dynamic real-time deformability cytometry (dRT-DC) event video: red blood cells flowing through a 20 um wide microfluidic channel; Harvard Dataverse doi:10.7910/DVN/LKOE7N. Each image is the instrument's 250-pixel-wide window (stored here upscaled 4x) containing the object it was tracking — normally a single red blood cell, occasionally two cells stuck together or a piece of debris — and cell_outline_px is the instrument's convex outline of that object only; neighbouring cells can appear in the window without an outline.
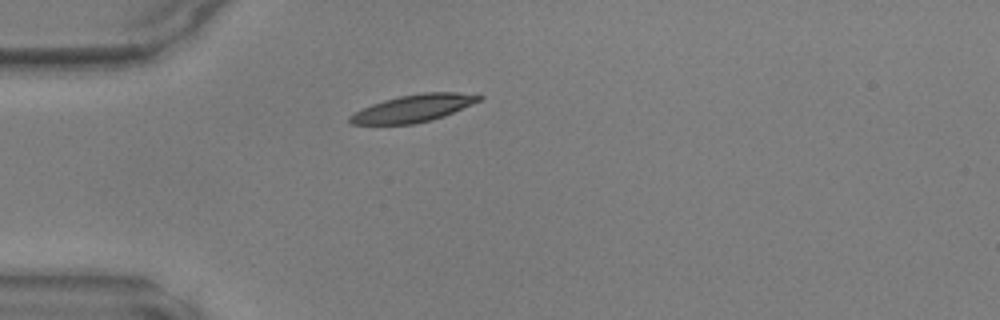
{"species": "common noctule bat (a hibernating species)", "species_latin": "Nyctalus noctula", "temperature_condition": "warm", "stored_images_in_passage": 36, "camera_frame_rate_fps": 3000, "um_per_image_px": 0.085, "animal": {"sex": "male", "body_mass_g": 17.9, "forearm_length_mm": 54.2}, "frame": {"image": 1, "passage_image": 1, "time_ms": 0.0, "image_size_px": [1000, 320], "cell_outline_px": [[484, 96], [480, 100], [472, 104], [444, 116], [432, 120], [412, 124], [352, 124], [348, 120], [348, 116], [372, 104], [384, 100], [400, 96], [420, 92], [456, 92]], "centroid_in_image_um": [35.14, 9.2], "position_along_channel_um": 49.9, "area_um2": 20.35}}
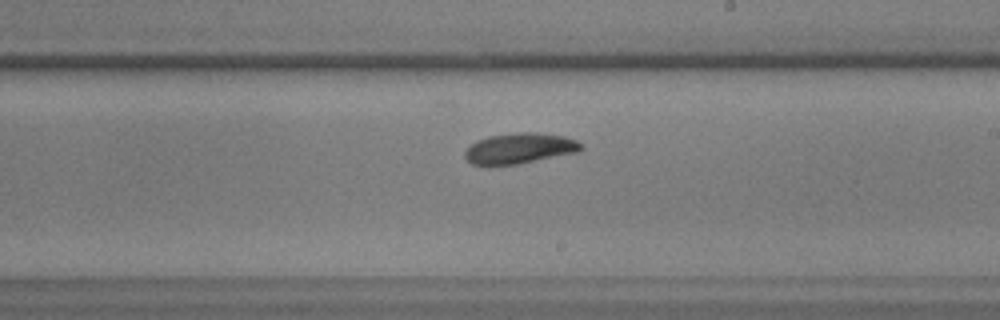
{"frame": {"image": 2, "passage_image": 16, "time_ms": 5.0, "image_size_px": [1000, 320], "cell_outline_px": [[584, 148], [580, 152], [516, 164], [472, 164], [464, 156], [464, 152], [476, 140], [488, 136], [520, 132], [536, 132], [564, 136], [576, 140]], "centroid_in_image_um": [44.2, 12.59], "position_along_channel_um": 244.8, "area_um2": 20.52}}
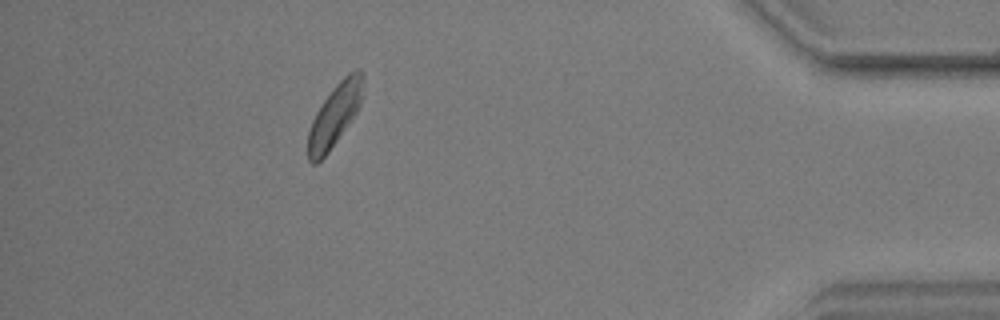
{"frame": {"image": 3, "passage_image": 31, "time_ms": 10.0, "image_size_px": [1000, 320], "cell_outline_px": [[364, 76], [360, 104], [356, 112], [328, 152], [316, 164], [312, 164], [308, 160], [308, 132], [312, 120], [316, 112], [332, 88], [348, 72], [356, 68], [360, 68], [364, 72]], "centroid_in_image_um": [28.45, 9.74], "position_along_channel_um": 406.7, "area_um2": 19.71}}